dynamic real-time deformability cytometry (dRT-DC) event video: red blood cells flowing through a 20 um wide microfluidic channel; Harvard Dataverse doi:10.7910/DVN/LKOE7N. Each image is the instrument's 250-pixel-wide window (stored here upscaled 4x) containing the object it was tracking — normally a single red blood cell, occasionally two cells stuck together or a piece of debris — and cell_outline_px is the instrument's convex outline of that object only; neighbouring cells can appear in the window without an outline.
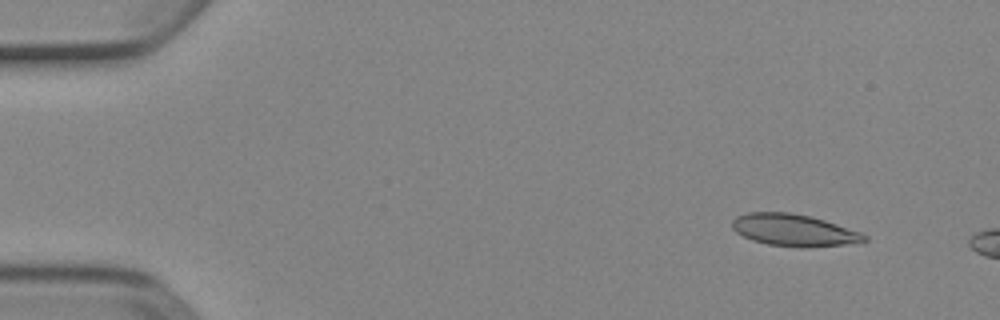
{"species": "Egyptian fruit bat (a non-hibernating species)", "species_latin": "Rousettus aegyptiacus", "temperature_condition": "cold", "stored_images_in_passage": 3, "camera_frame_rate_fps": 3000, "um_per_image_px": 0.085, "animal": {"sex": "female"}, "frame": {"image": 1, "passage_image": 2, "time_ms": 0.333, "image_size_px": [1000, 320], "cell_outline_px": [[868, 240], [844, 244], [808, 248], [804, 248], [768, 244], [752, 240], [736, 232], [732, 228], [732, 220], [736, 216], [748, 212], [792, 212], [824, 220], [860, 232], [868, 236]], "centroid_in_image_um": [67.45, 19.56], "position_along_channel_um": 17.5, "area_um2": 24.51}}